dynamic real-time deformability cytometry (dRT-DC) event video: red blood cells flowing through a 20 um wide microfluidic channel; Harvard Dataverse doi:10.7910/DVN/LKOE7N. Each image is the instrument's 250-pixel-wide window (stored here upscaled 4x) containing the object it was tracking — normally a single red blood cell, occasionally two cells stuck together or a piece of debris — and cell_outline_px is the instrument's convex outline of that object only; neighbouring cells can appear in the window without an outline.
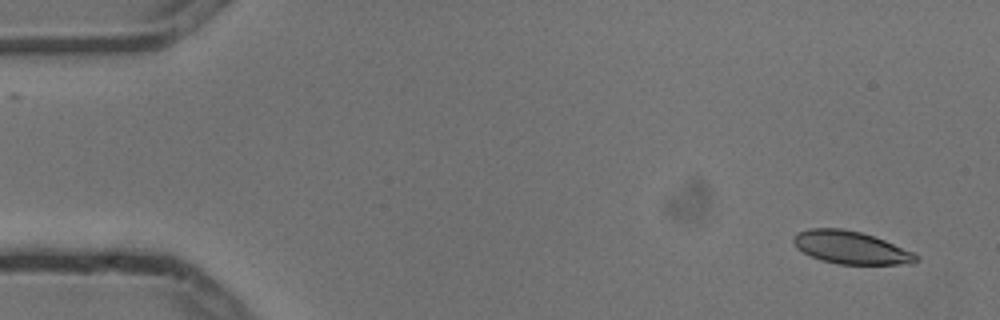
{"species": "common noctule bat (a hibernating species)", "species_latin": "Nyctalus noctula", "temperature_condition": "cold", "stored_images_in_passage": 4, "camera_frame_rate_fps": 3000, "um_per_image_px": 0.085, "animal": {"sex": "male", "body_mass_g": 13.3}, "frame": {"image": 1, "passage_image": 1, "time_ms": 0.0, "image_size_px": [1000, 320], "cell_outline_px": [[920, 260], [916, 264], [840, 264], [820, 260], [796, 248], [792, 240], [792, 236], [796, 232], [808, 228], [840, 228], [860, 232], [884, 240], [912, 252], [920, 256]], "centroid_in_image_um": [72.31, 21.04], "position_along_channel_um": 12.7, "area_um2": 23.47}}